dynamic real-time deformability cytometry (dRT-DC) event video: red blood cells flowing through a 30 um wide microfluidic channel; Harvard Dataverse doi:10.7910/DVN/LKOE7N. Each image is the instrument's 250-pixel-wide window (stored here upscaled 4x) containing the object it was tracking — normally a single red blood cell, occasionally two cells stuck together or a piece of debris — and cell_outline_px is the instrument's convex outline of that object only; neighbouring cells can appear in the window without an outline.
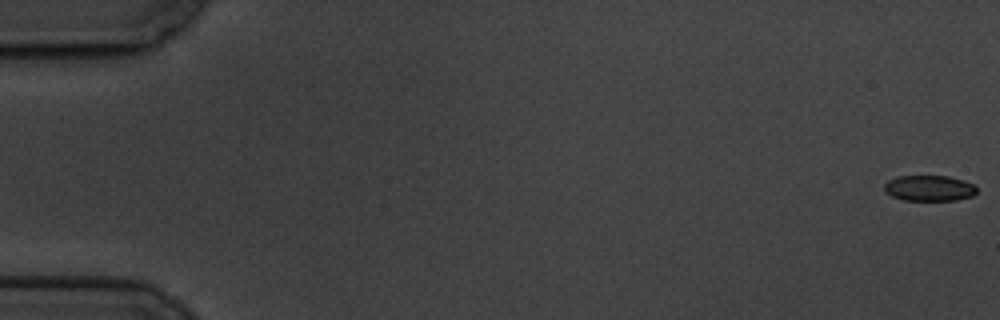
{"species": "common noctule bat (a hibernating species)", "species_latin": "Nyctalus noctula", "temperature_condition": "cold", "stored_images_in_passage": 6, "camera_frame_rate_fps": 3000, "um_per_image_px": 0.085, "animal": {"sex": "male", "body_mass_g": 19.5, "forearm_length_mm": 54.6}, "frame": {"image": 1, "passage_image": 1, "time_ms": 0.0, "image_size_px": [1000, 320], "cell_outline_px": [[976, 192], [972, 196], [956, 200], [904, 200], [892, 196], [884, 192], [884, 184], [888, 180], [896, 176], [948, 176], [964, 180], [972, 184], [976, 188]], "centroid_in_image_um": [78.95, 15.99], "position_along_channel_um": 6.0, "area_um2": 13.87}}
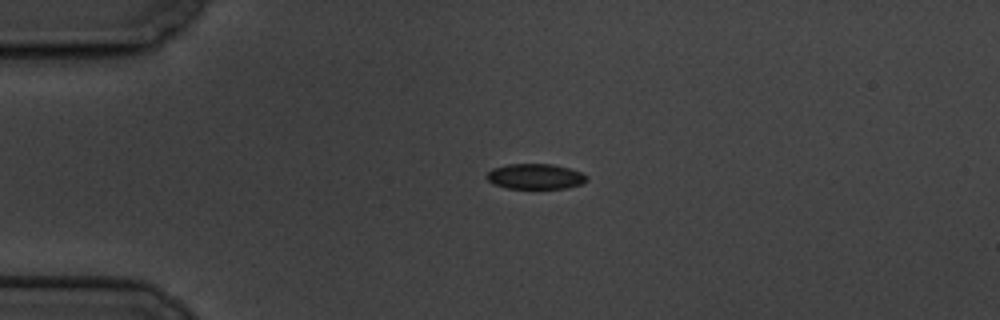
{"frame": {"image": 2, "passage_image": 5, "time_ms": 4.667, "image_size_px": [1000, 320], "cell_outline_px": [[588, 180], [584, 184], [568, 188], [508, 188], [492, 184], [484, 176], [492, 168], [508, 164], [552, 164], [568, 168], [580, 172], [588, 176]], "centroid_in_image_um": [45.5, 15.0], "position_along_channel_um": 39.5, "area_um2": 14.91}}